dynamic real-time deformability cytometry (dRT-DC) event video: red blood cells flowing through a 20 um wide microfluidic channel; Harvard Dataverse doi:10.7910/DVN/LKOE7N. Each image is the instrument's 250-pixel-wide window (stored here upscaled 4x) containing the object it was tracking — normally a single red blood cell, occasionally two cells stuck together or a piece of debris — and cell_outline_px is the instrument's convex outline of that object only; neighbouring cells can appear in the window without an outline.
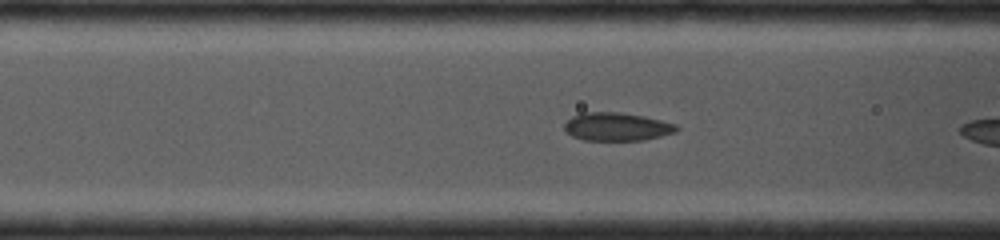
{"species": "common noctule bat (a hibernating species)", "species_latin": "Nyctalus noctula", "temperature_condition": "cold", "stored_images_in_passage": 5, "camera_frame_rate_fps": 4000, "um_per_image_px": 0.085, "animal": {"sex": "female", "body_mass_g": 19.0, "forearm_length_mm": 53.3}, "frame": {"image": 1, "passage_image": 4, "time_ms": 1.25, "image_size_px": [1000, 240], "cell_outline_px": [[680, 128], [676, 132], [644, 140], [584, 140], [572, 136], [564, 132], [564, 124], [572, 116], [584, 112], [620, 112], [644, 116], [676, 124]], "centroid_in_image_um": [52.42, 10.77], "position_along_channel_um": 114.2, "area_um2": 18.5}}